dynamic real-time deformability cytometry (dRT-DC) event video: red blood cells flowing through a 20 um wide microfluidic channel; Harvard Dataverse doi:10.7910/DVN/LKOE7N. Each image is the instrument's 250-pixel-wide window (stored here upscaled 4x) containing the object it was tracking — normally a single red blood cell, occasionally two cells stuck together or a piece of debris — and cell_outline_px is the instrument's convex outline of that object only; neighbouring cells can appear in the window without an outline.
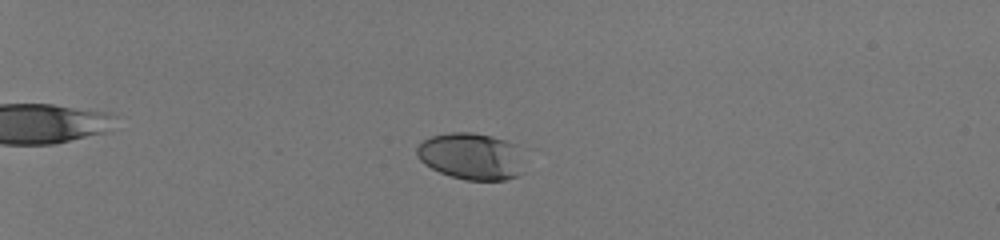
{"species": "human", "species_latin": "Homo sapiens", "temperature_condition": "room temperature", "stored_images_in_passage": 59, "camera_frame_rate_fps": 3000, "um_per_image_px": 0.085, "donor": {"sex": "male"}, "frame": {"image": 1, "passage_image": 20, "time_ms": 6.333, "image_size_px": [1000, 240], "cell_outline_px": [[524, 172], [516, 176], [504, 180], [464, 180], [440, 172], [424, 164], [416, 156], [416, 148], [424, 140], [432, 136], [452, 132], [472, 132], [492, 136], [520, 144]], "centroid_in_image_um": [40.11, 13.27], "position_along_channel_um": 44.9, "area_um2": 29.71}}
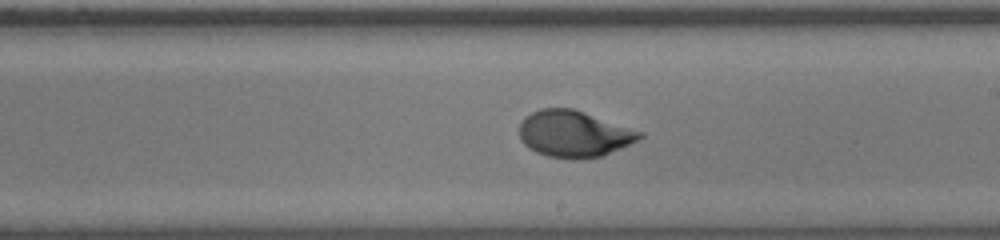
{"frame": {"image": 2, "passage_image": 41, "time_ms": 13.333, "image_size_px": [1000, 240], "cell_outline_px": [[644, 136], [620, 148], [600, 156], [572, 160], [548, 156], [536, 152], [528, 148], [520, 140], [520, 124], [524, 116], [540, 108], [572, 108], [644, 132]], "centroid_in_image_um": [48.75, 11.37], "position_along_channel_um": 240.3, "area_um2": 32.48}}
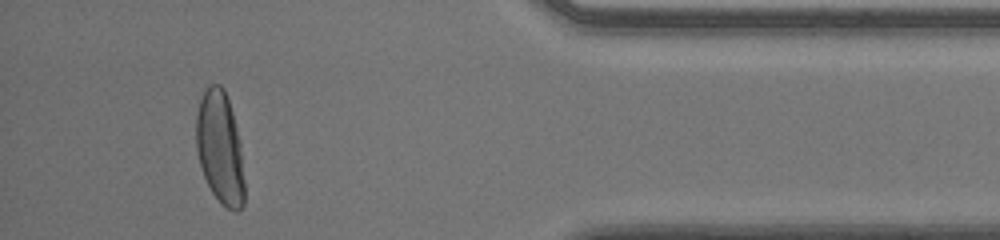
{"frame": {"image": 3, "passage_image": 56, "time_ms": 18.333, "image_size_px": [1000, 240], "cell_outline_px": [[244, 204], [236, 212], [220, 204], [212, 192], [204, 176], [200, 164], [196, 148], [196, 116], [200, 100], [204, 88], [212, 84], [220, 84], [224, 88], [232, 112], [240, 144], [244, 180]], "centroid_in_image_um": [18.69, 12.57], "position_along_channel_um": 416.5, "area_um2": 31.56}, "authors_computed_cell_mechanics": {"area_um2": 31.6744, "velocity_mm_per_s": 4.0588, "shape_relaxation_time_tau1_ms": 4.7207, "shape_relaxation_time_tau2_ms": null, "deformation_change_tau1": 0.2161, "deformation_change_tau2": null}}